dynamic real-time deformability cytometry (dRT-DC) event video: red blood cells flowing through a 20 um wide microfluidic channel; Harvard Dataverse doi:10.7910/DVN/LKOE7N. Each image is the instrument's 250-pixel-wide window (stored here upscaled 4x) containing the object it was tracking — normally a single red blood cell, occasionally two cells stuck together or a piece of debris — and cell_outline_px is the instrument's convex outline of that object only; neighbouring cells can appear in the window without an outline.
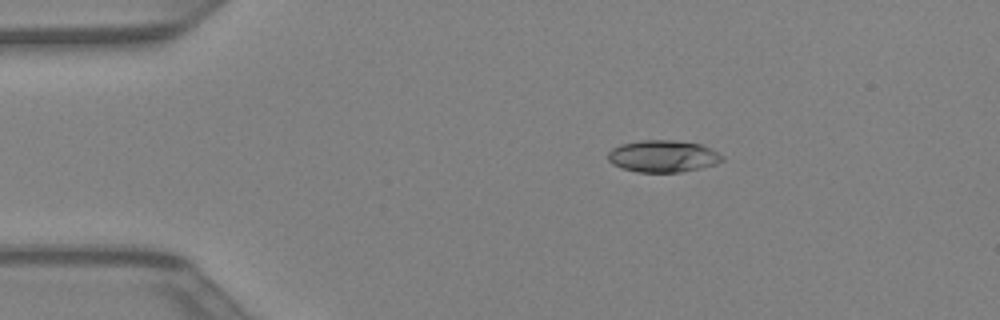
{"species": "Egyptian fruit bat (a non-hibernating species)", "species_latin": "Rousettus aegyptiacus", "temperature_condition": "warm", "stored_images_in_passage": 37, "camera_frame_rate_fps": 3000, "um_per_image_px": 0.085, "animal": {"sex": "female"}, "frame": {"image": 1, "passage_image": 2, "time_ms": 0.333, "image_size_px": [1000, 320], "cell_outline_px": [[724, 160], [716, 164], [700, 168], [680, 172], [636, 172], [612, 164], [608, 160], [608, 152], [612, 148], [620, 144], [640, 140], [672, 140], [700, 144], [724, 156]], "centroid_in_image_um": [56.33, 13.28], "position_along_channel_um": 28.7, "area_um2": 21.21}}
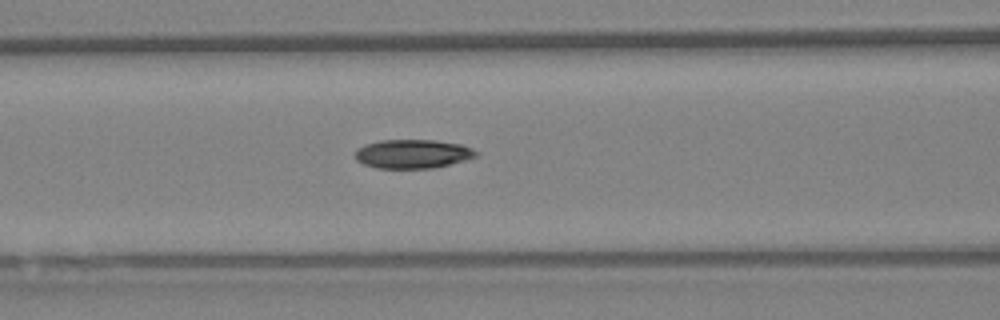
{"frame": {"image": 2, "passage_image": 12, "time_ms": 3.667, "image_size_px": [1000, 320], "cell_outline_px": [[480, 152], [476, 156], [464, 160], [432, 168], [376, 168], [364, 164], [356, 160], [356, 148], [364, 144], [380, 140], [436, 140], [460, 144], [472, 148]], "centroid_in_image_um": [35.06, 13.07], "position_along_channel_um": 131.5, "area_um2": 20.35}}
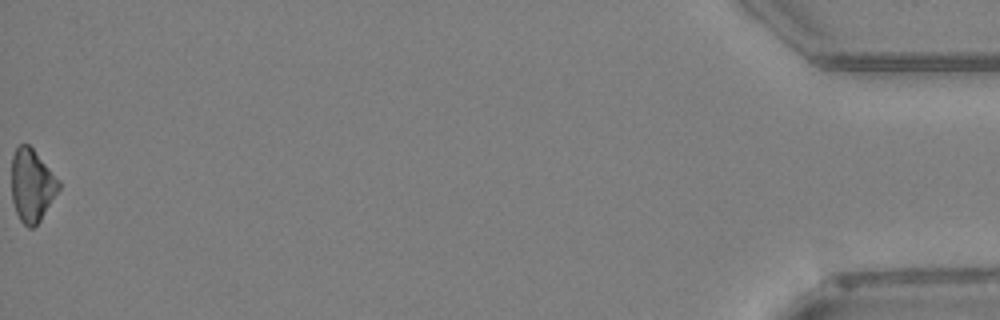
{"frame": {"image": 3, "passage_image": 37, "time_ms": 12.0, "image_size_px": [1000, 320], "cell_outline_px": [[60, 188], [40, 220], [32, 228], [28, 228], [20, 220], [16, 212], [12, 200], [12, 156], [16, 148], [20, 144], [28, 144], [32, 148], [60, 180]], "centroid_in_image_um": [2.71, 15.75], "position_along_channel_um": 432.5, "area_um2": 19.83}}